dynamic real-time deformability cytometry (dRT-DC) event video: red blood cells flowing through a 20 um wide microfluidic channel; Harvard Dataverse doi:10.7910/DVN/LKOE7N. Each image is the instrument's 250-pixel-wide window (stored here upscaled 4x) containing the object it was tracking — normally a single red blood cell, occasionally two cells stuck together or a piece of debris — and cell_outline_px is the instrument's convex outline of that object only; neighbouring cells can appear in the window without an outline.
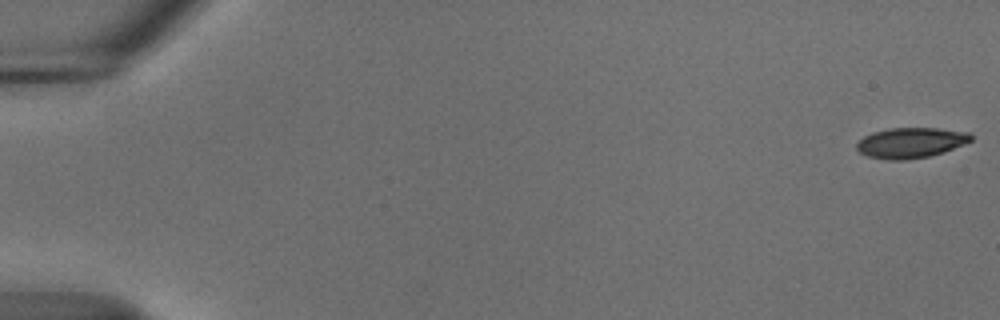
{"species": "common noctule bat (a hibernating species)", "species_latin": "Nyctalus noctula", "temperature_condition": "cold", "stored_images_in_passage": 55, "camera_frame_rate_fps": 3000, "um_per_image_px": 0.085, "animal": {"sex": "male", "body_mass_g": 18.8}, "frame": {"image": 1, "passage_image": 1, "time_ms": 0.0, "image_size_px": [1000, 320], "cell_outline_px": [[972, 140], [964, 144], [944, 152], [928, 156], [908, 160], [888, 160], [868, 156], [860, 152], [856, 148], [856, 144], [864, 136], [872, 132], [888, 128], [936, 128], [968, 132], [972, 136]], "centroid_in_image_um": [77.4, 12.13], "position_along_channel_um": 7.6, "area_um2": 20.23}}
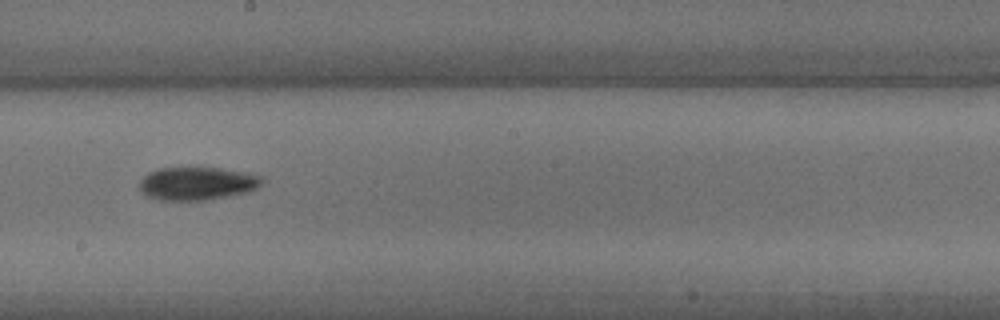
{"frame": {"image": 2, "passage_image": 32, "time_ms": 10.333, "image_size_px": [1000, 320], "cell_outline_px": [[264, 180], [256, 188], [248, 192], [204, 200], [160, 200], [148, 196], [140, 192], [136, 184], [148, 172], [160, 168], [196, 164], [244, 172], [264, 176]], "centroid_in_image_um": [16.7, 15.54], "position_along_channel_um": 231.5, "area_um2": 24.57}}
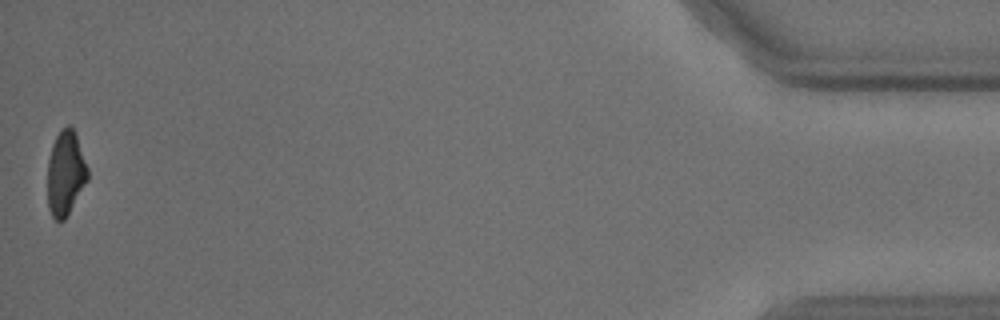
{"frame": {"image": 3, "passage_image": 55, "time_ms": 18.0, "image_size_px": [1000, 320], "cell_outline_px": [[88, 180], [64, 220], [56, 220], [52, 216], [48, 208], [48, 160], [52, 144], [56, 136], [68, 124], [72, 128], [76, 136], [88, 168]], "centroid_in_image_um": [5.56, 14.74], "position_along_channel_um": 429.6, "area_um2": 19.48}, "authors_computed_cell_mechanics": {"area_um2": 21.6172, "velocity_mm_per_s": 3.704, "shape_relaxation_time_tau1_ms": 3.6045, "shape_relaxation_time_tau2_ms": null, "deformation_change_tau1": 0.1287, "deformation_change_tau2": null}}